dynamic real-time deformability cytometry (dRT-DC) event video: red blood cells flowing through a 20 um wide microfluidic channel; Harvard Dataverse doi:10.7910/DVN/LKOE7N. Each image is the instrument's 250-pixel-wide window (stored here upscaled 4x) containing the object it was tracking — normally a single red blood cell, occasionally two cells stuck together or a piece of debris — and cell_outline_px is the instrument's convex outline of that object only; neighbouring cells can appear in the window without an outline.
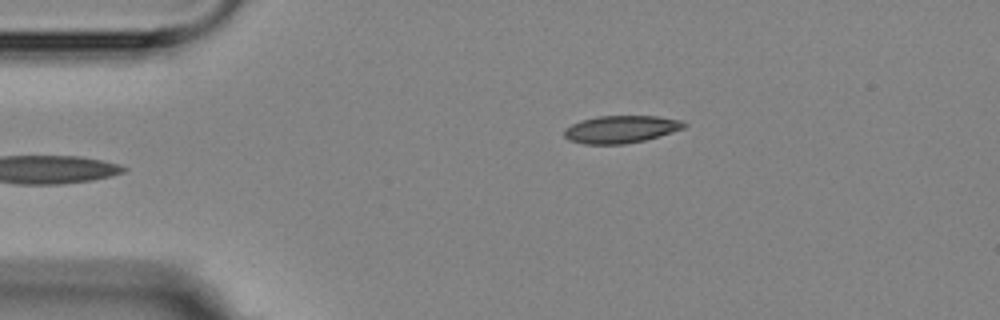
{"species": "Egyptian fruit bat (a non-hibernating species)", "species_latin": "Rousettus aegyptiacus", "temperature_condition": "room temperature", "stored_images_in_passage": 5, "camera_frame_rate_fps": 3000, "um_per_image_px": 0.085, "animal": {"sex": "female"}, "frame": {"image": 1, "passage_image": 5, "time_ms": 4.667, "image_size_px": [1000, 320], "cell_outline_px": [[688, 124], [684, 128], [660, 136], [644, 140], [624, 144], [584, 144], [568, 140], [564, 136], [564, 128], [580, 120], [596, 116], [656, 116], [684, 120]], "centroid_in_image_um": [52.78, 10.98], "position_along_channel_um": 32.2, "area_um2": 19.36}}